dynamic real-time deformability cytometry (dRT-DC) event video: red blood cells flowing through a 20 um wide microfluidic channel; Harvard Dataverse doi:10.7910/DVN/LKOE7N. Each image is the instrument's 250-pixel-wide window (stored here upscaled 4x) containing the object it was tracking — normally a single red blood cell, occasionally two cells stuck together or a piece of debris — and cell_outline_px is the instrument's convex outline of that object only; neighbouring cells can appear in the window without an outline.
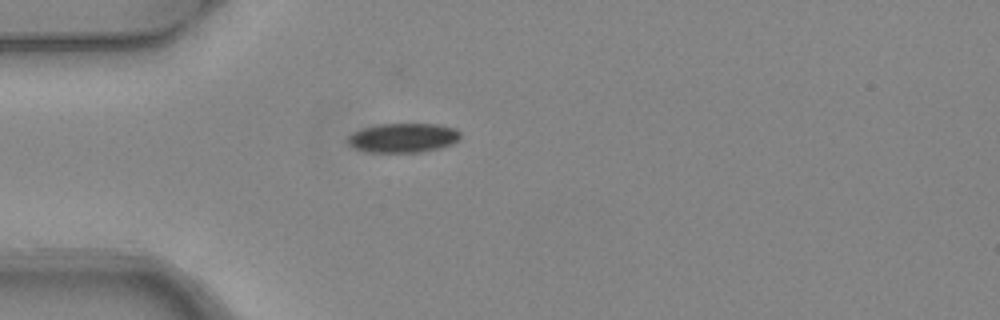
{"species": "common noctule bat (a hibernating species)", "species_latin": "Nyctalus noctula", "temperature_condition": "warm", "stored_images_in_passage": 1, "camera_frame_rate_fps": 3000, "um_per_image_px": 0.085, "animal": {"sex": "female", "body_mass_g": 24.6, "forearm_length_mm": 56.2}, "frame": {"image": 1, "passage_image": 1, "time_ms": 0.0, "image_size_px": [1000, 320], "cell_outline_px": [[460, 136], [452, 144], [440, 148], [420, 152], [368, 152], [356, 148], [348, 144], [348, 136], [352, 132], [364, 128], [380, 124], [440, 124], [456, 128], [460, 132]], "centroid_in_image_um": [34.28, 11.71], "position_along_channel_um": 50.7, "area_um2": 19.19}}